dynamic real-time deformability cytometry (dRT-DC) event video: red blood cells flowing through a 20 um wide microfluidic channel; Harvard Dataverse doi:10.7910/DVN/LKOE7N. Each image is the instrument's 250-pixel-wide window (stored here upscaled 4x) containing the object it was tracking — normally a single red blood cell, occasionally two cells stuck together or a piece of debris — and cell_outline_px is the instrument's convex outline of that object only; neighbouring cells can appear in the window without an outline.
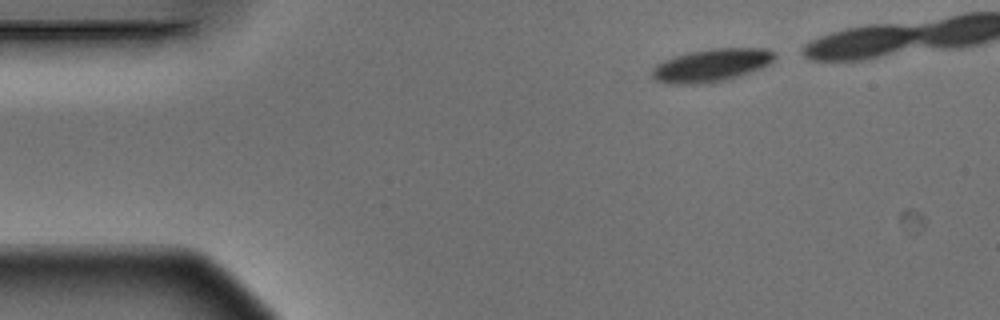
{"species": "Egyptian fruit bat (a non-hibernating species)", "species_latin": "Rousettus aegyptiacus", "temperature_condition": "warm", "stored_images_in_passage": 4, "camera_frame_rate_fps": 3000, "um_per_image_px": 0.085, "animal": {"sex": "male"}, "frame": {"image": 1, "passage_image": 1, "time_ms": 0.0, "image_size_px": [1000, 320], "cell_outline_px": [[776, 56], [764, 68], [736, 76], [720, 80], [700, 84], [668, 84], [656, 80], [652, 76], [652, 68], [664, 60], [676, 56], [692, 52], [712, 48], [768, 48], [776, 52]], "centroid_in_image_um": [60.49, 5.54], "position_along_channel_um": 24.5, "area_um2": 23.24}}